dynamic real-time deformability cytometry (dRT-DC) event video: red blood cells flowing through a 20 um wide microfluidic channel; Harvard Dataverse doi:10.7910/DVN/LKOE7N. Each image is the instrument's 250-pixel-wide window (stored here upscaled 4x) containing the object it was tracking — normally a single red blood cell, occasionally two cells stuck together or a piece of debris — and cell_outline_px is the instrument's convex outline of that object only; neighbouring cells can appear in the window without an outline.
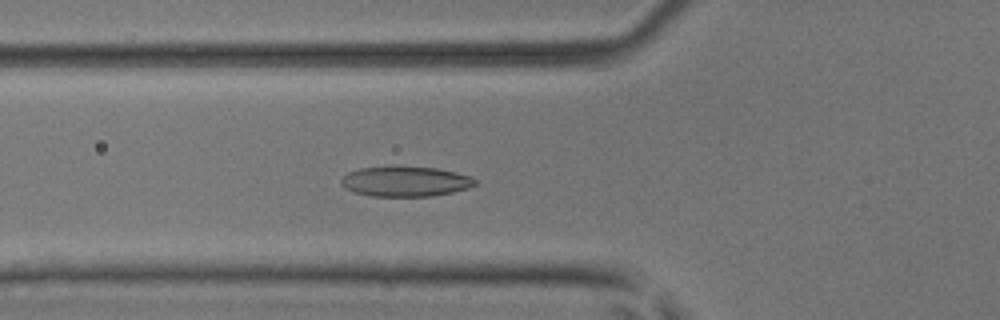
{"species": "common noctule bat (a hibernating species)", "species_latin": "Nyctalus noctula", "temperature_condition": "room temperature", "stored_images_in_passage": 53, "camera_frame_rate_fps": 3000, "um_per_image_px": 0.085, "animal": {"sex": "male", "body_mass_g": 17.9, "forearm_length_mm": 54.2}, "frame": {"image": 1, "passage_image": 20, "time_ms": 6.333, "image_size_px": [1000, 320], "cell_outline_px": [[476, 184], [468, 188], [452, 192], [432, 196], [372, 196], [352, 192], [344, 188], [340, 184], [340, 180], [348, 172], [360, 168], [392, 164], [436, 168], [456, 172], [472, 176], [476, 180]], "centroid_in_image_um": [34.42, 15.39], "position_along_channel_um": 91.4, "area_um2": 24.22}}
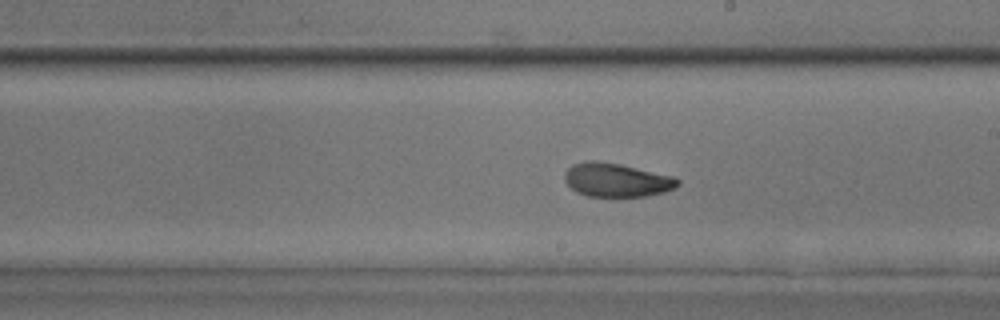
{"frame": {"image": 2, "passage_image": 31, "time_ms": 10.0, "image_size_px": [1000, 320], "cell_outline_px": [[680, 184], [664, 192], [644, 196], [588, 196], [576, 192], [564, 180], [564, 172], [572, 164], [588, 160], [596, 160], [620, 164], [672, 176], [680, 180]], "centroid_in_image_um": [52.36, 15.29], "position_along_channel_um": 236.6, "area_um2": 22.08}}
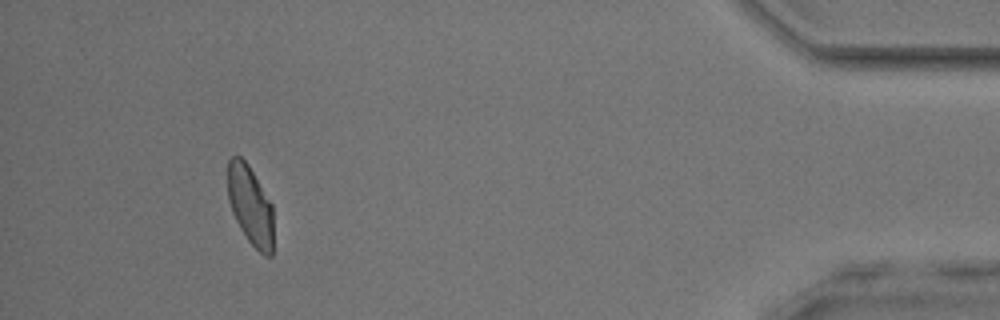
{"frame": {"image": 3, "passage_image": 49, "time_ms": 16.0, "image_size_px": [1000, 320], "cell_outline_px": [[272, 256], [264, 256], [248, 240], [240, 228], [232, 212], [228, 200], [228, 160], [232, 156], [240, 156], [248, 164], [272, 204]], "centroid_in_image_um": [21.26, 17.45], "position_along_channel_um": 413.9, "area_um2": 20.92}, "authors_computed_cell_mechanics": {"area_um2": 22.831, "velocity_mm_per_s": 3.9681, "shape_relaxation_time_tau1_ms": 4.819, "shape_relaxation_time_tau2_ms": 1.2825, "deformation_change_tau1": 0.1225, "deformation_change_tau2": 0.0548}}